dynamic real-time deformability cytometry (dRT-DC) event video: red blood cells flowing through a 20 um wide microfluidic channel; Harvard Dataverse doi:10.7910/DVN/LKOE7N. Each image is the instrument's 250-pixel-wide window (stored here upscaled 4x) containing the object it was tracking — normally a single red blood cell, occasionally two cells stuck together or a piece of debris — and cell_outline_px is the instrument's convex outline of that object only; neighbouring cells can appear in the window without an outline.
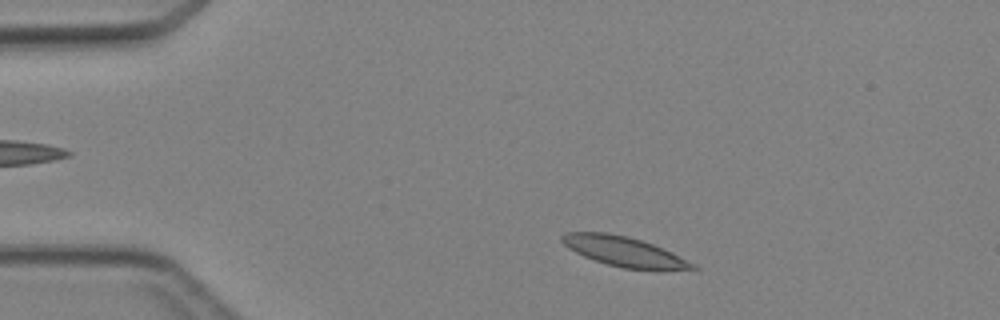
{"species": "Egyptian fruit bat (a non-hibernating species)", "species_latin": "Rousettus aegyptiacus", "temperature_condition": "cold", "stored_images_in_passage": 3, "camera_frame_rate_fps": 3000, "um_per_image_px": 0.085, "animal": {"sex": "female"}, "frame": {"image": 1, "passage_image": 1, "time_ms": 0.0, "image_size_px": [1000, 320], "cell_outline_px": [[700, 268], [696, 272], [660, 272], [624, 268], [608, 264], [584, 256], [568, 248], [560, 240], [560, 236], [564, 232], [608, 232], [628, 236], [652, 244], [672, 252], [696, 264]], "centroid_in_image_um": [53.22, 21.44], "position_along_channel_um": 31.8, "area_um2": 23.64}}